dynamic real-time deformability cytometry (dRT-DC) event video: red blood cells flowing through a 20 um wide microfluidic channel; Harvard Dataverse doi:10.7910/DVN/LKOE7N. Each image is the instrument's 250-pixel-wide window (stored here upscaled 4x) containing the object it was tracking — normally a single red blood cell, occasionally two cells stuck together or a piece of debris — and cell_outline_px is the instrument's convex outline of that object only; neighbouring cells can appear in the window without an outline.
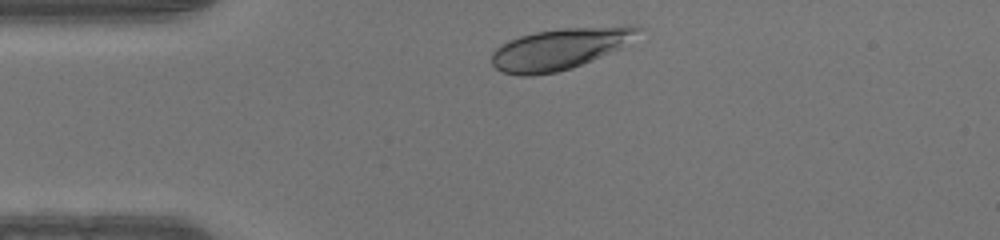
{"species": "human", "species_latin": "Homo sapiens", "temperature_condition": "warm", "stored_images_in_passage": 30, "camera_frame_rate_fps": 3000, "um_per_image_px": 0.085, "donor": {"sex": "male"}, "frame": {"image": 1, "passage_image": 2, "time_ms": 0.333, "image_size_px": [1000, 240], "cell_outline_px": [[644, 28], [620, 48], [572, 68], [556, 72], [532, 76], [520, 76], [504, 72], [496, 68], [492, 64], [492, 52], [500, 44], [508, 40], [520, 36], [536, 32], [560, 28], [628, 24], [636, 24]], "centroid_in_image_um": [47.6, 4.12], "position_along_channel_um": 37.4, "area_um2": 35.43}}
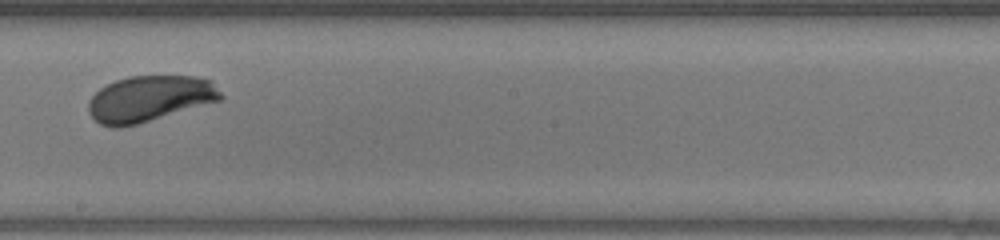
{"frame": {"image": 2, "passage_image": 18, "time_ms": 5.667, "image_size_px": [1000, 240], "cell_outline_px": [[224, 96], [220, 100], [136, 124], [120, 128], [112, 128], [100, 124], [88, 112], [88, 100], [100, 88], [116, 80], [128, 76], [196, 76], [212, 80]], "centroid_in_image_um": [12.7, 8.38], "position_along_channel_um": 235.5, "area_um2": 35.32}}
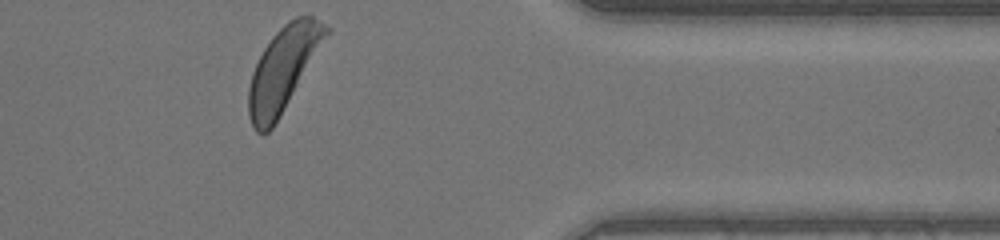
{"frame": {"image": 3, "passage_image": 30, "time_ms": 9.667, "image_size_px": [1000, 240], "cell_outline_px": [[332, 28], [272, 128], [268, 132], [256, 132], [248, 116], [248, 88], [252, 72], [264, 48], [272, 36], [288, 20], [296, 16], [312, 16]], "centroid_in_image_um": [24.05, 5.83], "position_along_channel_um": 387.4, "area_um2": 36.93}}